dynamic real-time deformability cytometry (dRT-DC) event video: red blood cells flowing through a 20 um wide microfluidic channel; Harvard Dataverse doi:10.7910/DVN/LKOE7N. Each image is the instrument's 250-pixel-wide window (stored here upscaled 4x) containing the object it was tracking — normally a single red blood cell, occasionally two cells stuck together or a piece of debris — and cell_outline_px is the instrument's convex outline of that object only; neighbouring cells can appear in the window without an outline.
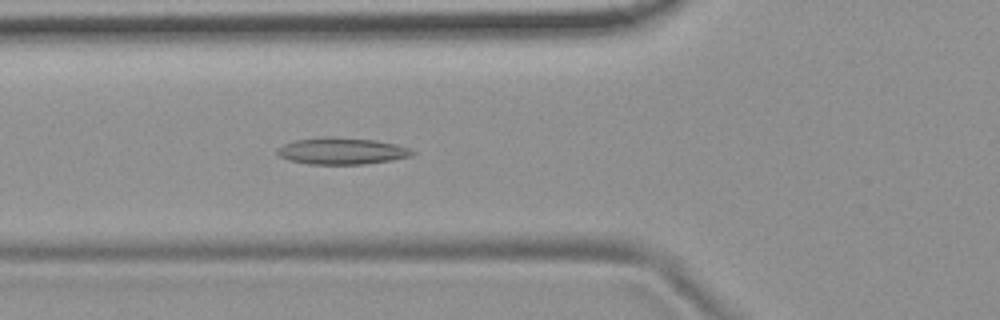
{"species": "common noctule bat (a hibernating species)", "species_latin": "Nyctalus noctula", "temperature_condition": "room temperature", "stored_images_in_passage": 54, "camera_frame_rate_fps": 3000, "um_per_image_px": 0.085, "animal": {"sex": "female", "body_mass_g": 19.9}, "frame": {"image": 1, "passage_image": 20, "time_ms": 6.333, "image_size_px": [1000, 320], "cell_outline_px": [[416, 152], [412, 156], [392, 160], [364, 164], [308, 164], [288, 160], [280, 156], [276, 152], [276, 148], [284, 144], [296, 140], [328, 136], [372, 140], [396, 144], [408, 148]], "centroid_in_image_um": [29.03, 12.84], "position_along_channel_um": 96.8, "area_um2": 20.92}}
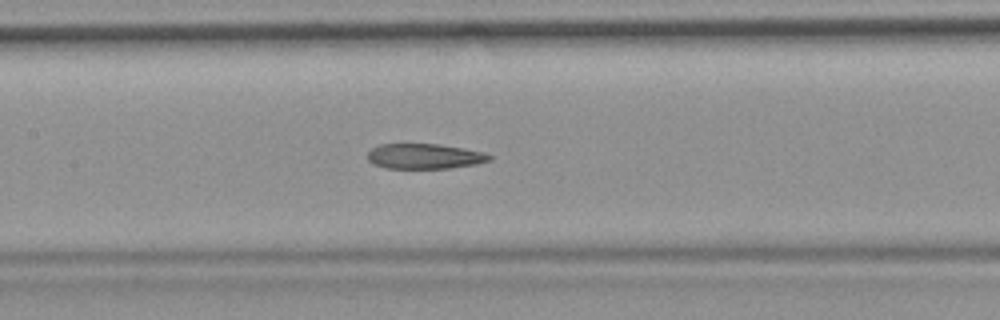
{"frame": {"image": 2, "passage_image": 26, "time_ms": 8.333, "image_size_px": [1000, 320], "cell_outline_px": [[492, 160], [476, 164], [452, 168], [384, 168], [372, 164], [368, 160], [368, 152], [372, 148], [380, 144], [440, 144], [464, 148], [484, 152], [492, 156]], "centroid_in_image_um": [36.1, 13.28], "position_along_channel_um": 171.3, "area_um2": 18.03}}
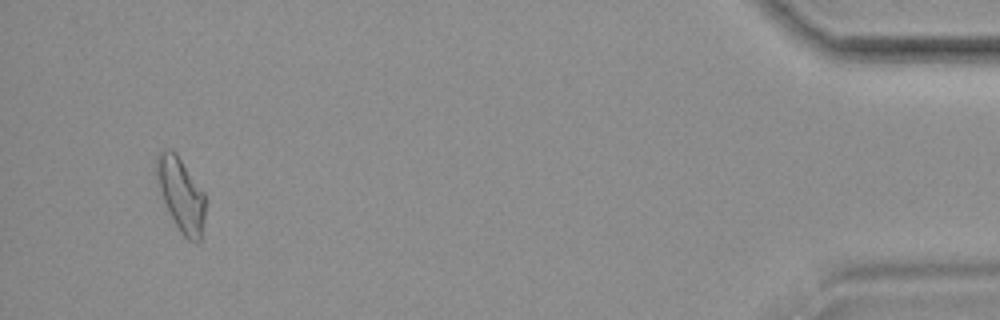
{"frame": {"image": 3, "passage_image": 52, "time_ms": 17.0, "image_size_px": [1000, 320], "cell_outline_px": [[204, 216], [200, 240], [196, 244], [188, 240], [180, 232], [168, 212], [156, 184], [156, 152], [164, 148], [168, 148], [176, 152], [204, 192]], "centroid_in_image_um": [15.34, 16.5], "position_along_channel_um": 419.9, "area_um2": 21.21}, "authors_computed_cell_mechanics": {"area_um2": 20.1722, "velocity_mm_per_s": 3.7221, "shape_relaxation_time_tau1_ms": null, "shape_relaxation_time_tau2_ms": 2.3294, "deformation_change_tau1": null, "deformation_change_tau2": 0.1045}}